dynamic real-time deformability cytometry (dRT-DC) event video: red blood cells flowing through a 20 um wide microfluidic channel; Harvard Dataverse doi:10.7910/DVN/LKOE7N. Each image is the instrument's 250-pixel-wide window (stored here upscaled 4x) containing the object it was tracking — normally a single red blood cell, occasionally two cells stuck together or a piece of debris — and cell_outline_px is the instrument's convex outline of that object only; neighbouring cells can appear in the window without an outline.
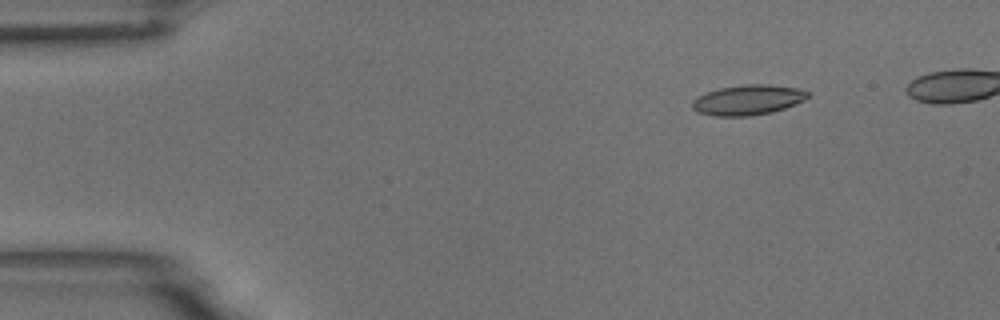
{"species": "common noctule bat (a hibernating species)", "species_latin": "Nyctalus noctula", "temperature_condition": "room temperature", "stored_images_in_passage": 6, "camera_frame_rate_fps": 3000, "um_per_image_px": 0.085, "animal": {"sex": "male", "body_mass_g": 18.8}, "frame": {"image": 1, "passage_image": 3, "time_ms": 0.667, "image_size_px": [1000, 320], "cell_outline_px": [[812, 96], [804, 100], [784, 108], [772, 112], [748, 116], [716, 116], [696, 112], [692, 108], [692, 100], [696, 96], [720, 88], [744, 84], [768, 84], [796, 88], [812, 92]], "centroid_in_image_um": [63.58, 8.49], "position_along_channel_um": 21.4, "area_um2": 20.4}}